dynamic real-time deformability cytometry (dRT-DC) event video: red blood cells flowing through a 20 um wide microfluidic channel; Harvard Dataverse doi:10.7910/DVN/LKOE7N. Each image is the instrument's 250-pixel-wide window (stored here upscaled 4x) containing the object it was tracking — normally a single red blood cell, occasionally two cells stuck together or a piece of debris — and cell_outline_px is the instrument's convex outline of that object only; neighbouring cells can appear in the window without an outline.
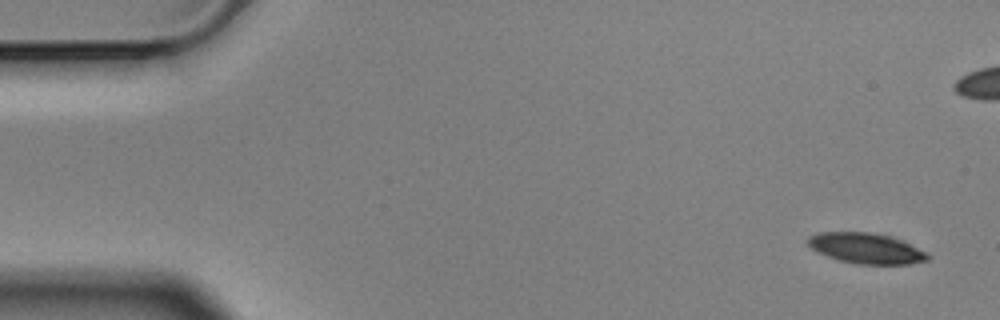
{"species": "Egyptian fruit bat (a non-hibernating species)", "species_latin": "Rousettus aegyptiacus", "temperature_condition": "cold", "stored_images_in_passage": 7, "camera_frame_rate_fps": 3000, "um_per_image_px": 0.085, "animal": {"sex": "male"}, "frame": {"image": 1, "passage_image": 1, "time_ms": 0.0, "image_size_px": [1000, 320], "cell_outline_px": [[932, 256], [928, 260], [908, 264], [856, 264], [840, 260], [828, 256], [812, 248], [808, 244], [808, 236], [820, 232], [872, 232], [888, 236], [900, 240], [928, 252]], "centroid_in_image_um": [73.66, 21.11], "position_along_channel_um": 11.3, "area_um2": 21.15}}
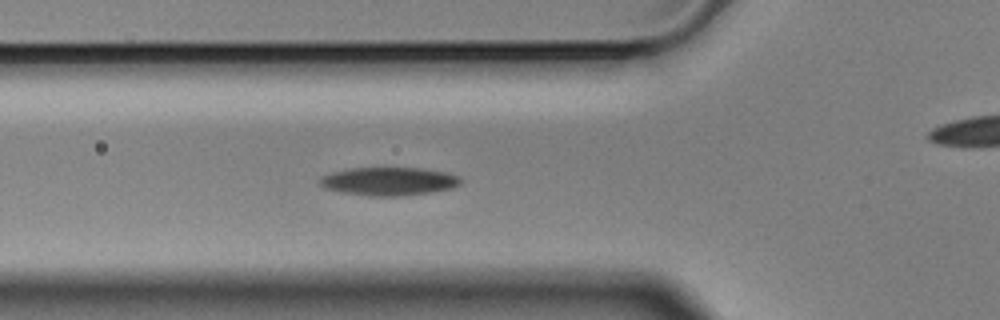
{"frame": {"image": 2, "passage_image": 6, "time_ms": 1.667, "image_size_px": [1000, 320], "cell_outline_px": [[460, 184], [452, 188], [428, 192], [400, 196], [368, 196], [340, 192], [324, 188], [320, 184], [320, 176], [332, 172], [348, 168], [420, 168], [444, 172], [460, 176]], "centroid_in_image_um": [33.0, 15.41], "position_along_channel_um": 92.8, "area_um2": 23.12}}